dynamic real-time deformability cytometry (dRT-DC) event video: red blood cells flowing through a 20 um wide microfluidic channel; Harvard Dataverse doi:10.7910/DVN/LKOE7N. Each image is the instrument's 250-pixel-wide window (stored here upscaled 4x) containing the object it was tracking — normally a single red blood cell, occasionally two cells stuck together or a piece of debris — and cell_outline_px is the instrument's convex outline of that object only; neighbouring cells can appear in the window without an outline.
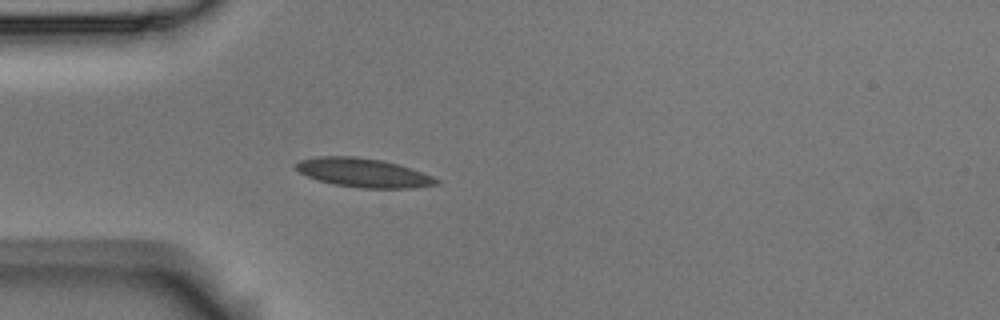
{"species": "Egyptian fruit bat (a non-hibernating species)", "species_latin": "Rousettus aegyptiacus", "temperature_condition": "room temperature", "stored_images_in_passage": 4, "camera_frame_rate_fps": 3000, "um_per_image_px": 0.085, "animal": {"sex": "male"}, "frame": {"image": 1, "passage_image": 4, "time_ms": 1.0, "image_size_px": [1000, 320], "cell_outline_px": [[440, 184], [412, 188], [360, 188], [332, 184], [308, 176], [300, 172], [296, 168], [296, 164], [300, 160], [316, 156], [352, 156], [380, 160], [396, 164], [432, 176], [440, 180]], "centroid_in_image_um": [30.88, 14.69], "position_along_channel_um": 54.1, "area_um2": 23.35}}